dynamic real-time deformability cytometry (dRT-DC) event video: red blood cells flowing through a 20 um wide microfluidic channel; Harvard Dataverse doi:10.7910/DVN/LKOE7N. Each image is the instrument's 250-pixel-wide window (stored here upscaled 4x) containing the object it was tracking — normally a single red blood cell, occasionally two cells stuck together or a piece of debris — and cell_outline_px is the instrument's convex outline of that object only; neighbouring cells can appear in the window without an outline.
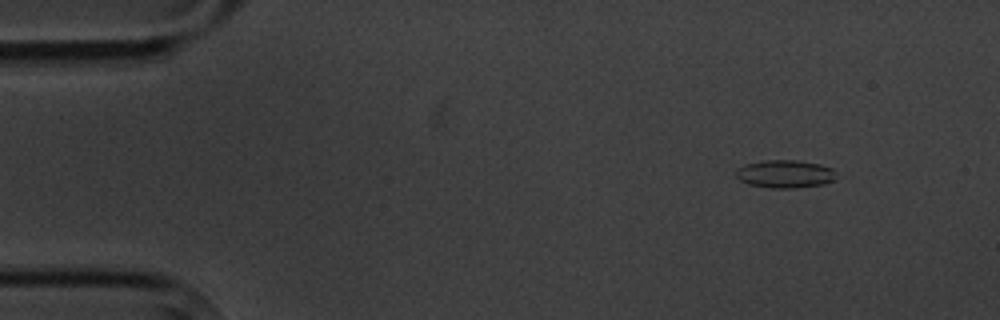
{"species": "common noctule bat (a hibernating species)", "species_latin": "Nyctalus noctula", "temperature_condition": "cold", "stored_images_in_passage": 5, "camera_frame_rate_fps": 3000, "um_per_image_px": 0.085, "animal": {"sex": "male", "body_mass_g": 20.1, "forearm_length_mm": 53.5}, "frame": {"image": 1, "passage_image": 1, "time_ms": 0.0, "image_size_px": [1000, 320], "cell_outline_px": [[836, 172], [832, 180], [824, 184], [796, 188], [772, 188], [748, 184], [740, 180], [736, 176], [736, 168], [744, 164], [764, 160], [796, 160], [820, 164], [832, 168]], "centroid_in_image_um": [66.7, 14.78], "position_along_channel_um": 18.3, "area_um2": 16.36}}
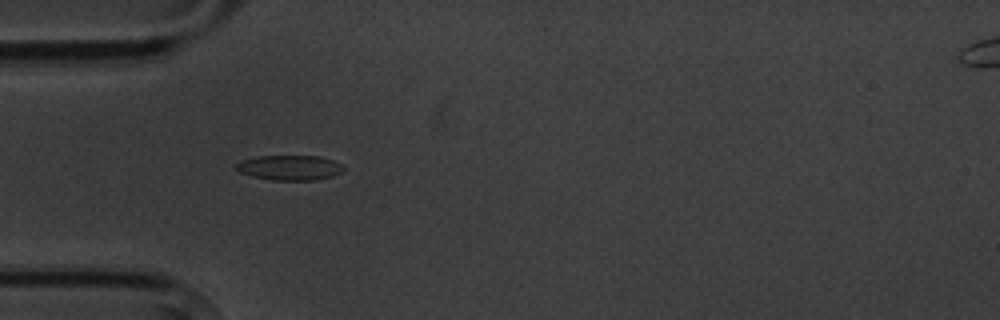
{"frame": {"image": 2, "passage_image": 4, "time_ms": 3.667, "image_size_px": [1000, 320], "cell_outline_px": [[344, 172], [332, 176], [316, 180], [272, 180], [252, 176], [240, 172], [236, 168], [236, 164], [240, 160], [256, 156], [320, 156], [344, 164]], "centroid_in_image_um": [24.66, 14.25], "position_along_channel_um": 60.3, "area_um2": 15.78}}
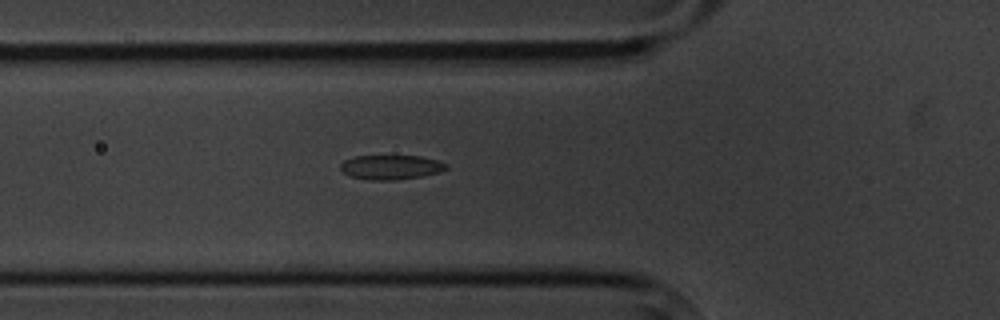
{"frame": {"image": 3, "passage_image": 5, "time_ms": 4.667, "image_size_px": [1000, 320], "cell_outline_px": [[448, 168], [440, 172], [424, 176], [396, 180], [372, 180], [352, 176], [344, 172], [340, 168], [340, 164], [344, 160], [356, 156], [420, 156], [436, 160], [448, 164]], "centroid_in_image_um": [33.27, 14.21], "position_along_channel_um": 92.5, "area_um2": 15.03}}